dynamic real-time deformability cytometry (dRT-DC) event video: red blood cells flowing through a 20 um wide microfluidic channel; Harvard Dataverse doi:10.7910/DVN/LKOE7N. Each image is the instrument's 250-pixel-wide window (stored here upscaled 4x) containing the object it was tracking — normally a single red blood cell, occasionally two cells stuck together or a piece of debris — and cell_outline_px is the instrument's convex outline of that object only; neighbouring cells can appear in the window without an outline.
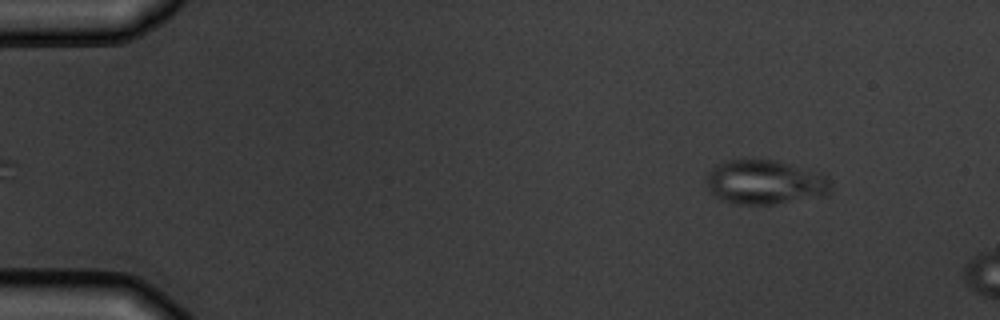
{"species": "common noctule bat (a hibernating species)", "species_latin": "Nyctalus noctula", "temperature_condition": "warm", "stored_images_in_passage": 2, "camera_frame_rate_fps": 3000, "um_per_image_px": 0.085, "animal": {"sex": "male", "body_mass_g": 19.5, "forearm_length_mm": 54.6}, "frame": {"image": 1, "passage_image": 1, "time_ms": 0.0, "image_size_px": [1000, 320], "cell_outline_px": [[832, 188], [824, 196], [772, 204], [736, 204], [720, 200], [708, 188], [704, 176], [716, 164], [728, 160], [776, 160], [820, 172], [828, 176], [832, 180]], "centroid_in_image_um": [65.04, 15.48], "position_along_channel_um": 20.0, "area_um2": 32.48}}